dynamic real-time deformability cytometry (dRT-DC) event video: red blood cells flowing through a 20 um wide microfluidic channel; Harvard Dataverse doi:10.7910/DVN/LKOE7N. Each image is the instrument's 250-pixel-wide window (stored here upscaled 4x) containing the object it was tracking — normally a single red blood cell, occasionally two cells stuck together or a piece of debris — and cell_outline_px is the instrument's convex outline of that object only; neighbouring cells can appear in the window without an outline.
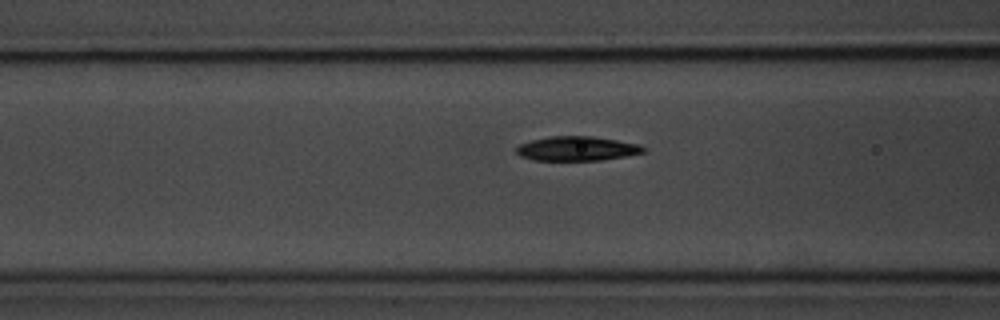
{"species": "common noctule bat (a hibernating species)", "species_latin": "Nyctalus noctula", "temperature_condition": "room temperature", "stored_images_in_passage": 41, "segment_of_instrument_passage": [1, 2], "camera_frame_rate_fps": 3000, "um_per_image_px": 0.085, "animal": {"sex": "male", "body_mass_g": 20.1, "forearm_length_mm": 53.5}, "frame": {"image": 1, "passage_image": 6, "time_ms": 1.667, "image_size_px": [1000, 320], "cell_outline_px": [[648, 148], [644, 152], [624, 156], [600, 160], [532, 160], [520, 156], [516, 152], [516, 148], [520, 144], [532, 140], [548, 136], [592, 136], [640, 144]], "centroid_in_image_um": [49.04, 12.62], "position_along_channel_um": 117.6, "area_um2": 18.03}}
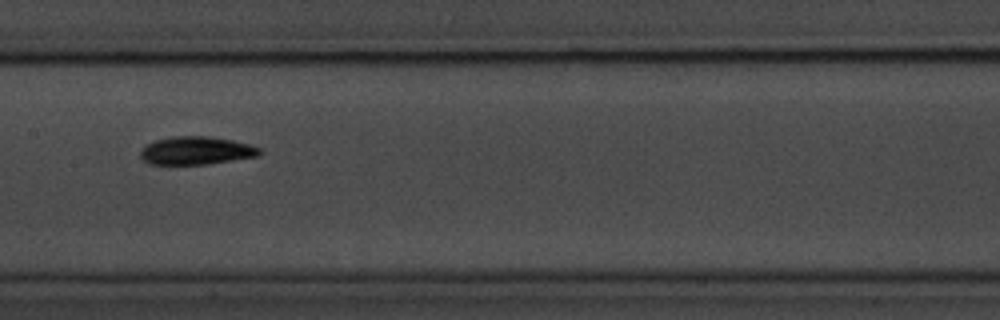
{"frame": {"image": 2, "passage_image": 12, "time_ms": 3.667, "image_size_px": [1000, 320], "cell_outline_px": [[260, 156], [208, 164], [148, 164], [140, 156], [140, 152], [148, 144], [156, 140], [172, 136], [208, 136], [232, 140], [252, 144], [260, 148]], "centroid_in_image_um": [16.72, 12.8], "position_along_channel_um": 190.7, "area_um2": 19.48}}
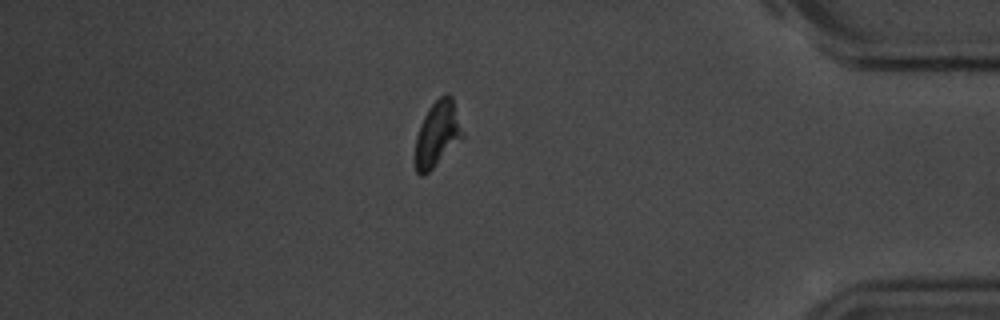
{"frame": {"image": 3, "passage_image": 32, "time_ms": 10.333, "image_size_px": [1000, 320], "cell_outline_px": [[464, 136], [424, 176], [420, 176], [416, 172], [416, 136], [420, 124], [428, 108], [440, 96], [448, 92], [452, 96], [464, 132]], "centroid_in_image_um": [37.18, 11.35], "position_along_channel_um": 398.0, "area_um2": 17.86}}